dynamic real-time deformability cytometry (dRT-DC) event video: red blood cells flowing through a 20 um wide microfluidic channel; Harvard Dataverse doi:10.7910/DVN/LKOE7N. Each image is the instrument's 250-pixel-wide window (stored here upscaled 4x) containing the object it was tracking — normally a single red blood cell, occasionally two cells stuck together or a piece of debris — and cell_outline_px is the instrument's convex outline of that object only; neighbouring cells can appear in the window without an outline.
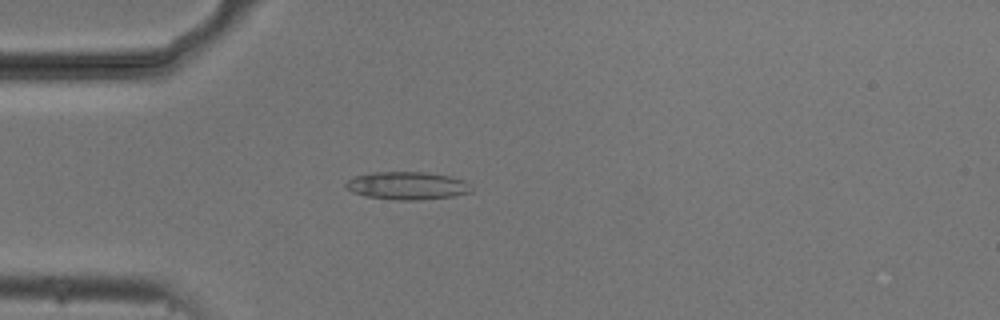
{"species": "common noctule bat (a hibernating species)", "species_latin": "Nyctalus noctula", "temperature_condition": "cold", "stored_images_in_passage": 54, "camera_frame_rate_fps": 3000, "um_per_image_px": 0.085, "animal": {"sex": "male", "body_mass_g": 20.5, "forearm_length_mm": 52.5}, "frame": {"image": 1, "passage_image": 15, "time_ms": 4.667, "image_size_px": [1000, 320], "cell_outline_px": [[472, 192], [452, 196], [420, 200], [396, 200], [364, 196], [352, 192], [344, 188], [344, 184], [348, 180], [356, 176], [372, 172], [428, 172], [452, 176], [464, 180], [468, 184]], "centroid_in_image_um": [34.59, 15.78], "position_along_channel_um": 50.4, "area_um2": 20.52}}
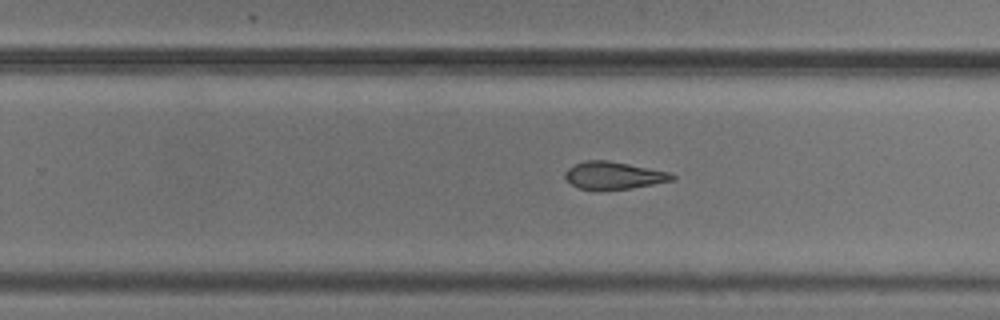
{"frame": {"image": 2, "passage_image": 34, "time_ms": 11.0, "image_size_px": [1000, 320], "cell_outline_px": [[676, 180], [632, 188], [596, 192], [580, 188], [572, 184], [564, 176], [564, 172], [568, 168], [576, 164], [588, 160], [608, 160], [672, 172], [676, 176]], "centroid_in_image_um": [52.2, 14.94], "position_along_channel_um": 277.6, "area_um2": 17.57}}
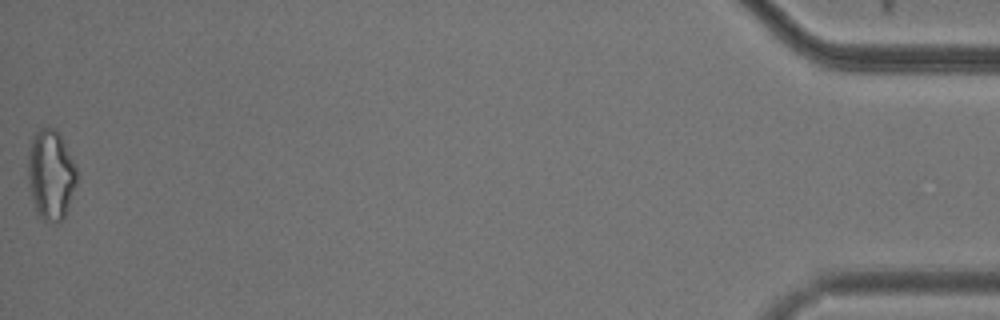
{"frame": {"image": 3, "passage_image": 54, "time_ms": 17.667, "image_size_px": [1000, 320], "cell_outline_px": [[76, 184], [64, 216], [60, 220], [44, 220], [36, 216], [28, 184], [28, 156], [32, 136], [40, 128], [56, 128], [76, 164]], "centroid_in_image_um": [4.29, 14.83], "position_along_channel_um": 430.9, "area_um2": 25.49}, "authors_computed_cell_mechanics": {"area_um2": 19.3919, "velocity_mm_per_s": 3.7422, "shape_relaxation_time_tau1_ms": null, "shape_relaxation_time_tau2_ms": 3.2098, "deformation_change_tau1": null, "deformation_change_tau2": 0.1122}}